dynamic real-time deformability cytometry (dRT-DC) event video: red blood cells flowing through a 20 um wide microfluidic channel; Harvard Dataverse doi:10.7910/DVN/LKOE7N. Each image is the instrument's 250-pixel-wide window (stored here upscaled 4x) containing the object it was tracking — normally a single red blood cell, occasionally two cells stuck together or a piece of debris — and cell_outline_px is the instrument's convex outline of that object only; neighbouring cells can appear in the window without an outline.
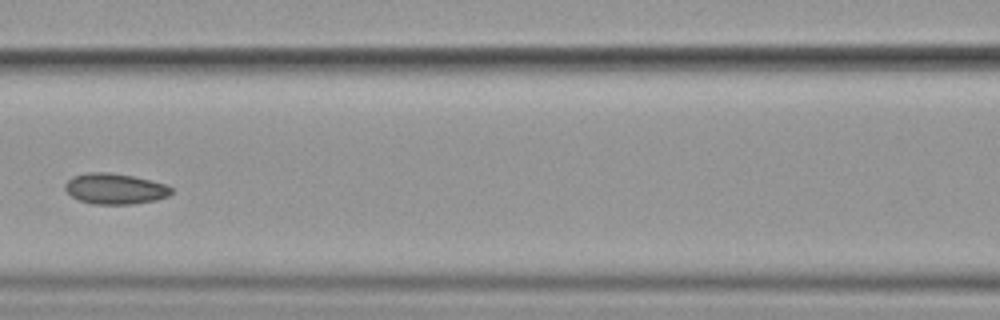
{"species": "common noctule bat (a hibernating species)", "species_latin": "Nyctalus noctula", "temperature_condition": "cold", "stored_images_in_passage": 15, "camera_frame_rate_fps": 3000, "um_per_image_px": 0.085, "animal": {"sex": "female", "body_mass_g": 19.9}, "frame": {"image": 1, "passage_image": 7, "time_ms": 8.0, "image_size_px": [1000, 320], "cell_outline_px": [[172, 192], [168, 196], [156, 200], [132, 204], [92, 204], [80, 200], [72, 196], [64, 188], [64, 184], [72, 176], [88, 172], [108, 172], [132, 176], [164, 184], [172, 188]], "centroid_in_image_um": [9.74, 16.04], "position_along_channel_um": 156.9, "area_um2": 18.9}}
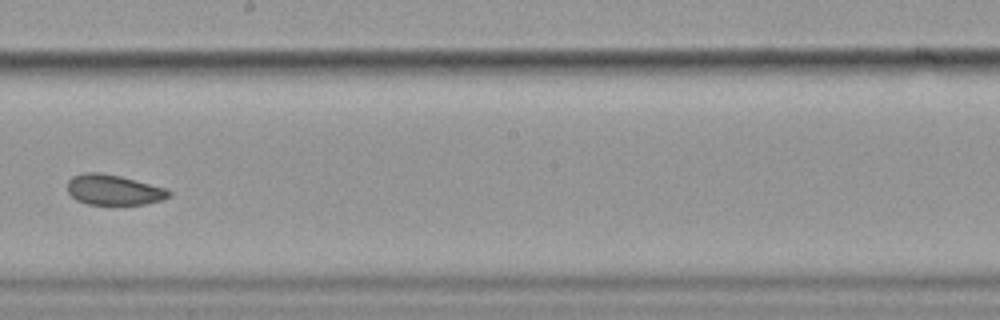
{"frame": {"image": 2, "passage_image": 9, "time_ms": 10.333, "image_size_px": [1000, 320], "cell_outline_px": [[172, 192], [168, 196], [160, 200], [144, 204], [88, 204], [76, 200], [68, 192], [68, 180], [72, 176], [84, 172], [100, 172], [120, 176], [168, 188]], "centroid_in_image_um": [9.65, 16.12], "position_along_channel_um": 238.6, "area_um2": 17.92}}
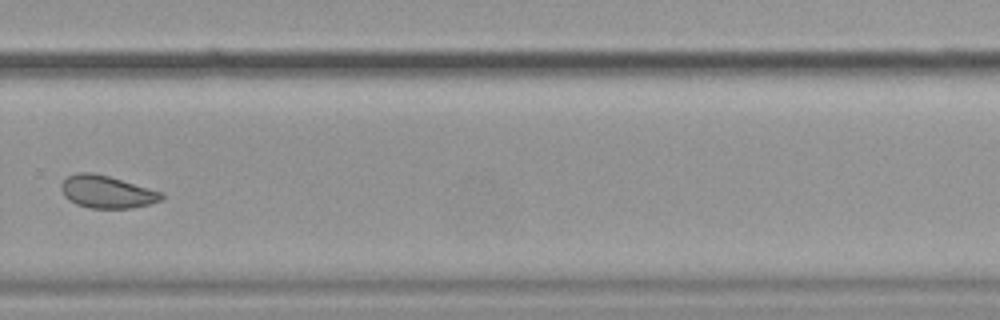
{"frame": {"image": 3, "passage_image": 11, "time_ms": 12.667, "image_size_px": [1000, 320], "cell_outline_px": [[164, 196], [160, 200], [148, 204], [132, 208], [88, 208], [76, 204], [68, 200], [64, 196], [60, 188], [60, 184], [68, 176], [76, 172], [92, 172], [108, 176], [164, 192]], "centroid_in_image_um": [9.05, 16.3], "position_along_channel_um": 320.7, "area_um2": 19.07}, "authors_computed_cell_mechanics": {"area_um2": 19.9988, "velocity_mm_per_s": 3.5251, "shape_relaxation_time_tau1_ms": 4.0293, "shape_relaxation_time_tau2_ms": 2.6408, "deformation_change_tau1": 0.0716, "deformation_change_tau2": 0.0798}}